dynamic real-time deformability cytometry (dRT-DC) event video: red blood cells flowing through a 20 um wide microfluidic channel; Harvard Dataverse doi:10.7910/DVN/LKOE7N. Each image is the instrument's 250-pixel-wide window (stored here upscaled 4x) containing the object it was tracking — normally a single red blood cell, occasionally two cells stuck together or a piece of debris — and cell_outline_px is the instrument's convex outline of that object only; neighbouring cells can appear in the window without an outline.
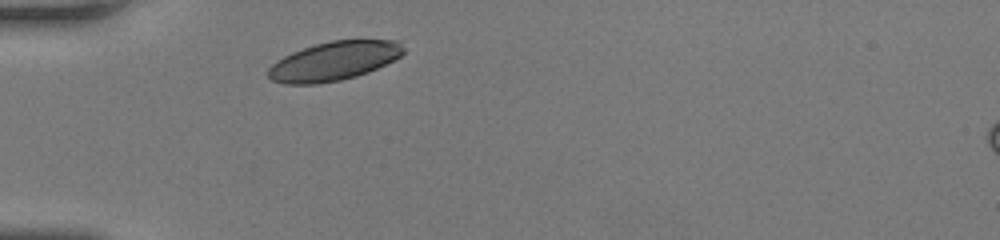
{"species": "human", "species_latin": "Homo sapiens", "temperature_condition": "room temperature", "stored_images_in_passage": 27, "camera_frame_rate_fps": 3000, "um_per_image_px": 0.085, "donor": {"sex": "female"}, "frame": {"image": 1, "passage_image": 1, "time_ms": 0.0, "image_size_px": [1000, 240], "cell_outline_px": [[404, 52], [400, 56], [368, 72], [356, 76], [340, 80], [316, 84], [284, 84], [272, 80], [268, 76], [268, 68], [276, 60], [292, 52], [316, 44], [332, 40], [400, 40], [404, 48]], "centroid_in_image_um": [28.37, 5.19], "position_along_channel_um": 56.6, "area_um2": 30.52}}
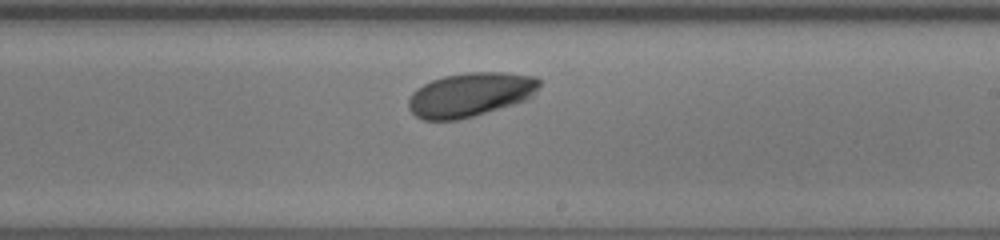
{"frame": {"image": 2, "passage_image": 16, "time_ms": 5.0, "image_size_px": [1000, 240], "cell_outline_px": [[540, 84], [536, 92], [532, 96], [524, 100], [512, 104], [460, 120], [424, 120], [416, 116], [408, 108], [408, 100], [412, 92], [416, 88], [432, 80], [444, 76], [468, 72], [504, 72], [536, 76], [540, 80]], "centroid_in_image_um": [39.96, 8.03], "position_along_channel_um": 249.0, "area_um2": 33.58}}
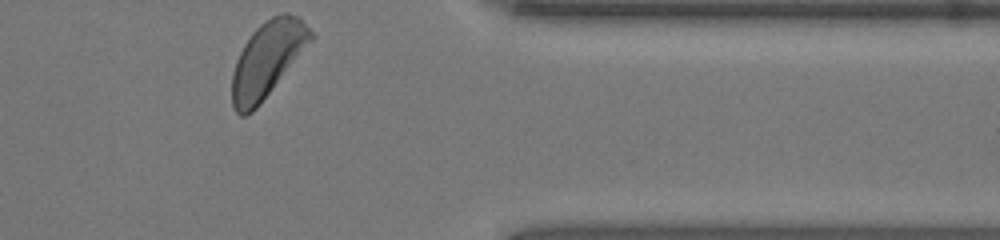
{"frame": {"image": 3, "passage_image": 27, "time_ms": 8.667, "image_size_px": [1000, 240], "cell_outline_px": [[316, 36], [260, 104], [252, 112], [244, 116], [240, 116], [232, 108], [232, 72], [236, 60], [244, 44], [252, 32], [264, 20], [272, 16], [284, 12], [288, 12], [300, 16]], "centroid_in_image_um": [22.73, 5.02], "position_along_channel_um": 388.7, "area_um2": 34.8}, "authors_computed_cell_mechanics": {"area_um2": 32.946, "velocity_mm_per_s": 4.1215, "shape_relaxation_time_tau1_ms": 2.0283, "shape_relaxation_time_tau2_ms": null, "deformation_change_tau1": 0.1003, "deformation_change_tau2": null}}